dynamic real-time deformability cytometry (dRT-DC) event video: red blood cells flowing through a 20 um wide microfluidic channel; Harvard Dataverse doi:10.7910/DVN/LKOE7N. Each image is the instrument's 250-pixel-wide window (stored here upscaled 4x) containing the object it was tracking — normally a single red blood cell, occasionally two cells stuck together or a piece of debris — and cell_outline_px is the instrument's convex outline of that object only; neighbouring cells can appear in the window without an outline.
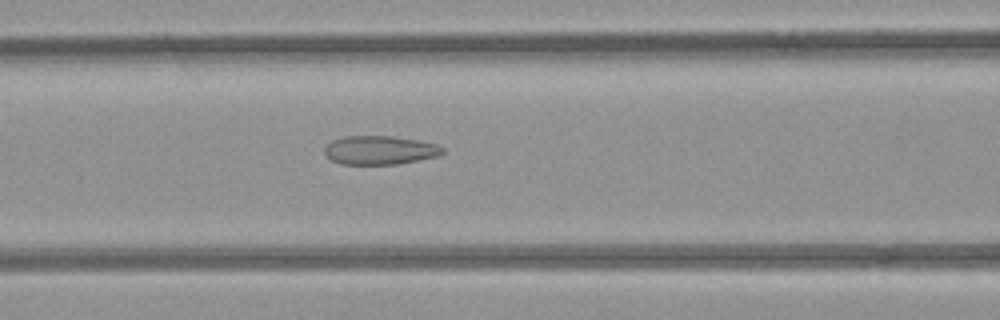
{"species": "common noctule bat (a hibernating species)", "species_latin": "Nyctalus noctula", "temperature_condition": "room temperature", "stored_images_in_passage": 37, "camera_frame_rate_fps": 3000, "um_per_image_px": 0.085, "animal": {"sex": "female", "body_mass_g": 21.9}, "frame": {"image": 1, "passage_image": 6, "time_ms": 1.667, "image_size_px": [1000, 320], "cell_outline_px": [[444, 152], [440, 156], [396, 164], [340, 164], [332, 160], [324, 152], [324, 148], [332, 140], [344, 136], [392, 136], [416, 140], [436, 144], [444, 148]], "centroid_in_image_um": [32.29, 12.76], "position_along_channel_um": 134.3, "area_um2": 19.71}}
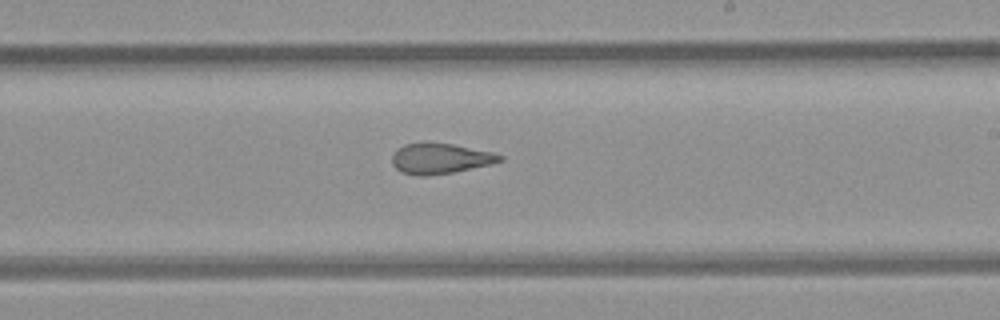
{"frame": {"image": 2, "passage_image": 15, "time_ms": 4.667, "image_size_px": [1000, 320], "cell_outline_px": [[504, 160], [492, 164], [452, 172], [428, 176], [420, 176], [400, 172], [392, 164], [392, 156], [396, 148], [404, 144], [428, 140], [452, 144], [492, 152], [504, 156]], "centroid_in_image_um": [37.38, 13.45], "position_along_channel_um": 251.6, "area_um2": 19.59}}
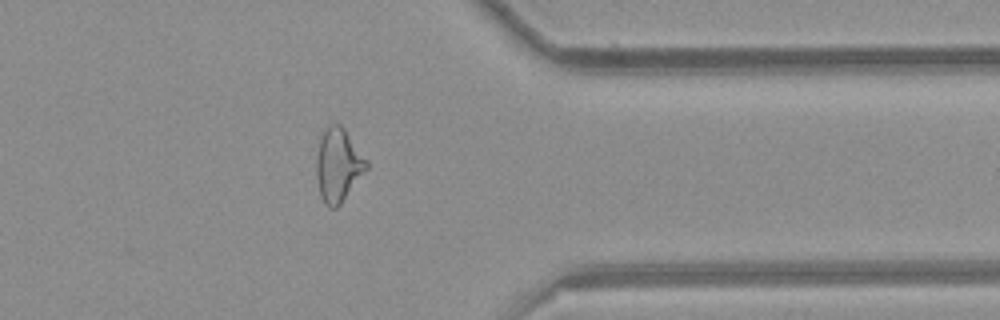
{"frame": {"image": 3, "passage_image": 26, "time_ms": 8.333, "image_size_px": [1000, 320], "cell_outline_px": [[368, 168], [340, 204], [336, 208], [328, 208], [324, 204], [320, 196], [316, 176], [316, 156], [320, 140], [324, 128], [328, 124], [340, 124], [344, 128], [368, 160]], "centroid_in_image_um": [28.73, 14.03], "position_along_channel_um": 382.7, "area_um2": 21.56}, "authors_computed_cell_mechanics": {"area_um2": 20.2878, "velocity_mm_per_s": 3.9065, "shape_relaxation_time_tau1_ms": null, "shape_relaxation_time_tau2_ms": 2.3031, "deformation_change_tau1": null, "deformation_change_tau2": 0.1021}}